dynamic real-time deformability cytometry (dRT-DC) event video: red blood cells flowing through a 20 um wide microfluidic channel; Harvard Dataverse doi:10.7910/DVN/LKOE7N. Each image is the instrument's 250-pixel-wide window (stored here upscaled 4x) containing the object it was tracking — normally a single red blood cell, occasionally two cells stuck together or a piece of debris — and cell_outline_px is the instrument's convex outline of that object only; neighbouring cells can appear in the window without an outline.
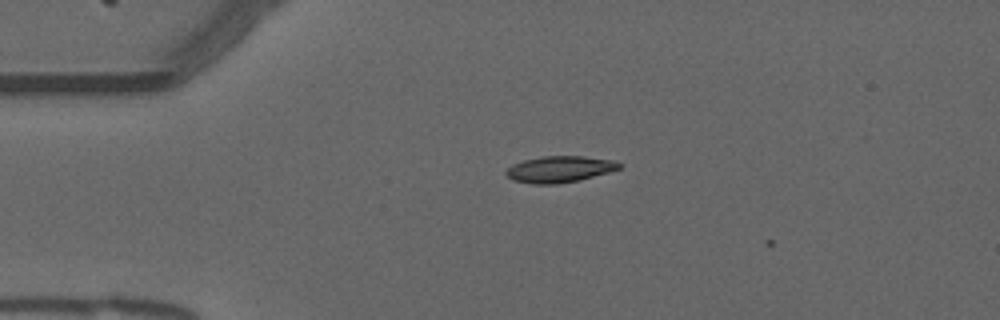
{"species": "common noctule bat (a hibernating species)", "species_latin": "Nyctalus noctula", "temperature_condition": "warm", "stored_images_in_passage": 6, "camera_frame_rate_fps": 3000, "um_per_image_px": 0.085, "animal": {"sex": "male", "forearm_length_mm": 52.5}, "frame": {"image": 1, "passage_image": 5, "time_ms": 1.333, "image_size_px": [1000, 320], "cell_outline_px": [[624, 164], [620, 168], [608, 172], [580, 180], [556, 184], [532, 184], [512, 180], [504, 172], [512, 164], [524, 160], [540, 156], [584, 156], [612, 160]], "centroid_in_image_um": [47.55, 14.38], "position_along_channel_um": 37.4, "area_um2": 17.46}}